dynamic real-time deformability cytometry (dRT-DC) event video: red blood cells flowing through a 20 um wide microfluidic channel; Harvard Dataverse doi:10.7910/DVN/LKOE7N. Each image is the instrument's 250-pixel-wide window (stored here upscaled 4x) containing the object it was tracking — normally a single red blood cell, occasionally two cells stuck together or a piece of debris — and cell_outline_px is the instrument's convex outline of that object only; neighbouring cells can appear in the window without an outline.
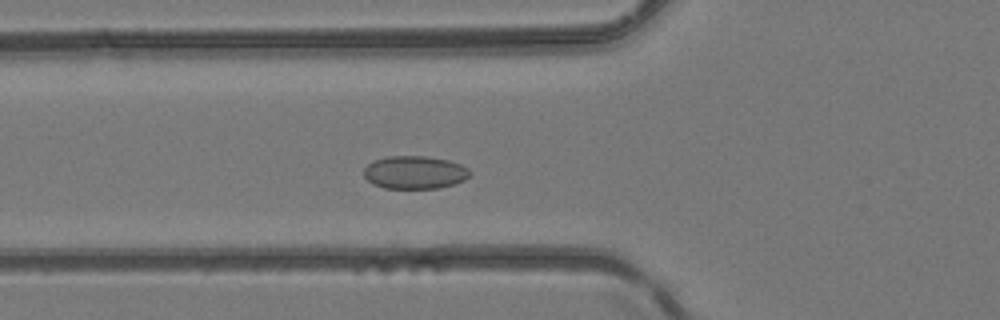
{"species": "common noctule bat (a hibernating species)", "species_latin": "Nyctalus noctula", "temperature_condition": "room temperature", "stored_images_in_passage": 44, "camera_frame_rate_fps": 3000, "um_per_image_px": 0.085, "animal": {"sex": "female", "body_mass_g": 24.6, "forearm_length_mm": 56.2}, "frame": {"image": 1, "passage_image": 13, "time_ms": 4.0, "image_size_px": [1000, 320], "cell_outline_px": [[472, 172], [464, 180], [440, 188], [384, 188], [372, 184], [364, 176], [364, 168], [372, 160], [388, 156], [424, 156], [448, 160], [460, 164], [468, 168]], "centroid_in_image_um": [35.23, 14.65], "position_along_channel_um": 90.6, "area_um2": 20.4}}
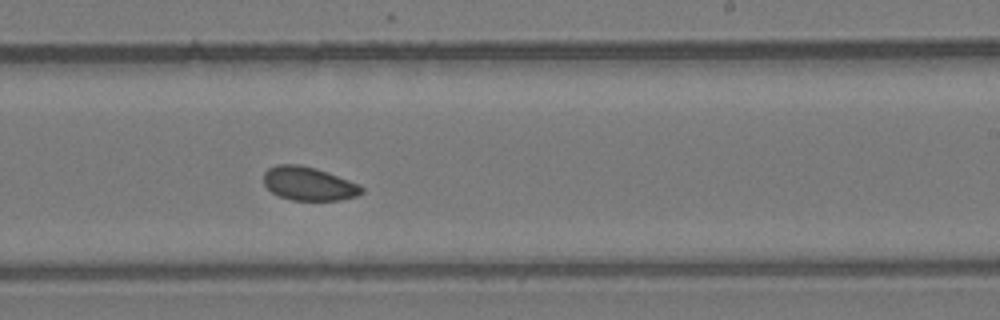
{"frame": {"image": 2, "passage_image": 25, "time_ms": 8.0, "image_size_px": [1000, 320], "cell_outline_px": [[364, 192], [356, 196], [340, 200], [292, 200], [280, 196], [272, 192], [264, 184], [264, 172], [268, 168], [276, 164], [300, 164], [316, 168], [328, 172], [360, 184], [364, 188]], "centroid_in_image_um": [26.25, 15.6], "position_along_channel_um": 262.7, "area_um2": 19.31}}
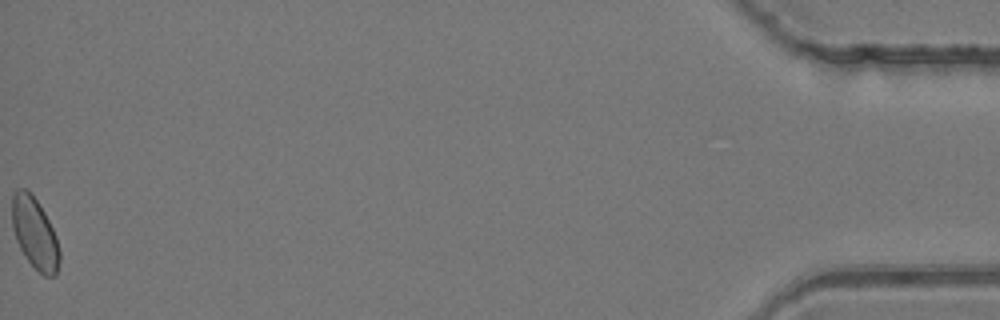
{"frame": {"image": 3, "passage_image": 44, "time_ms": 14.333, "image_size_px": [1000, 320], "cell_outline_px": [[60, 260], [56, 276], [44, 276], [24, 256], [16, 240], [12, 228], [12, 196], [16, 188], [24, 188], [36, 200], [44, 212], [56, 236], [60, 252]], "centroid_in_image_um": [2.95, 19.84], "position_along_channel_um": 432.3, "area_um2": 19.59}}